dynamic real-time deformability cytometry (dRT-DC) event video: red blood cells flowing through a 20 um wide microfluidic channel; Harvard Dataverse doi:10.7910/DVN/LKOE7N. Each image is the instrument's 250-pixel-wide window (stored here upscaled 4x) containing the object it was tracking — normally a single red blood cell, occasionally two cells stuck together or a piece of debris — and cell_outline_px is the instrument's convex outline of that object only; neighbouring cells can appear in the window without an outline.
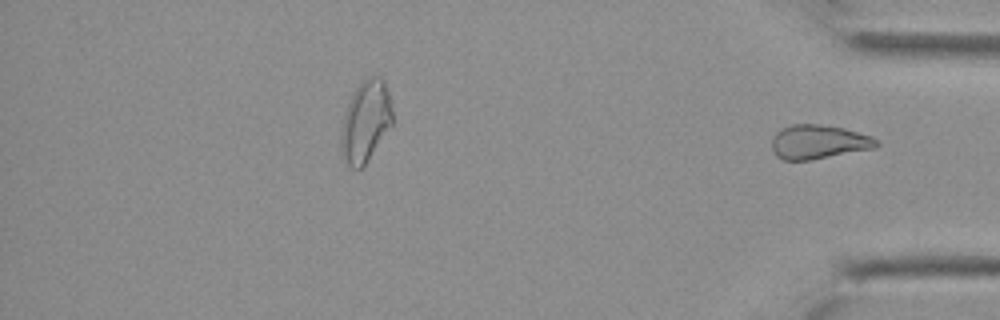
{"species": "Egyptian fruit bat (a non-hibernating species)", "species_latin": "Rousettus aegyptiacus", "temperature_condition": "cold", "stored_images_in_passage": 22, "segment_of_instrument_passage": [2, 2], "camera_frame_rate_fps": 3000, "um_per_image_px": 0.085, "animal": {"sex": "female"}, "frame": {"image": 1, "passage_image": 22, "time_ms": 7.0, "image_size_px": [1000, 320], "cell_outline_px": [[880, 144], [872, 148], [808, 160], [784, 160], [776, 156], [772, 148], [772, 140], [776, 132], [780, 128], [792, 124], [820, 124], [844, 128], [872, 136], [880, 140]], "centroid_in_image_um": [69.56, 12.04], "position_along_channel_um": 365.6, "area_um2": 20.69}}